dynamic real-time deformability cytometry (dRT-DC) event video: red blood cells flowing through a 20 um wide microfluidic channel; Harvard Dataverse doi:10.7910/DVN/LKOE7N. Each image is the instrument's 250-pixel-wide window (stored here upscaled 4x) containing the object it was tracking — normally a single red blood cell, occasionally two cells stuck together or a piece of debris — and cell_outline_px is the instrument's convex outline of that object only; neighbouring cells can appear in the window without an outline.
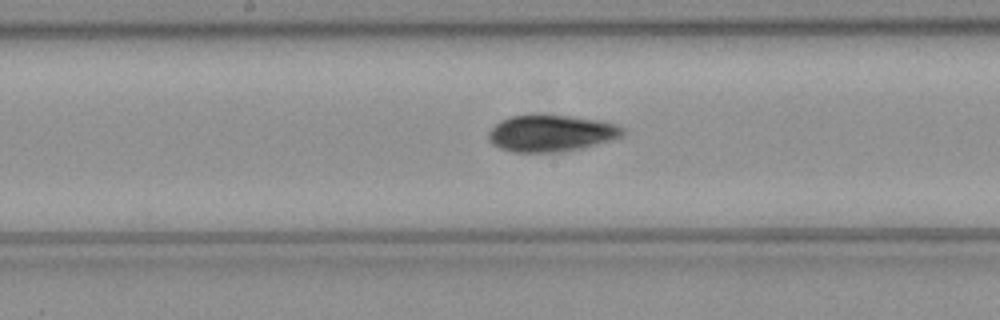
{"species": "common noctule bat (a hibernating species)", "species_latin": "Nyctalus noctula", "temperature_condition": "cold", "stored_images_in_passage": 10, "camera_frame_rate_fps": 3000, "um_per_image_px": 0.085, "animal": {"sex": "female", "body_mass_g": 21.9}, "frame": {"image": 1, "passage_image": 9, "time_ms": 2.667, "image_size_px": [1000, 320], "cell_outline_px": [[628, 132], [624, 136], [580, 148], [560, 152], [512, 152], [500, 148], [492, 144], [488, 140], [488, 132], [500, 120], [512, 116], [572, 116], [600, 120], [620, 124]], "centroid_in_image_um": [46.89, 11.33], "position_along_channel_um": 201.3, "area_um2": 28.61}}
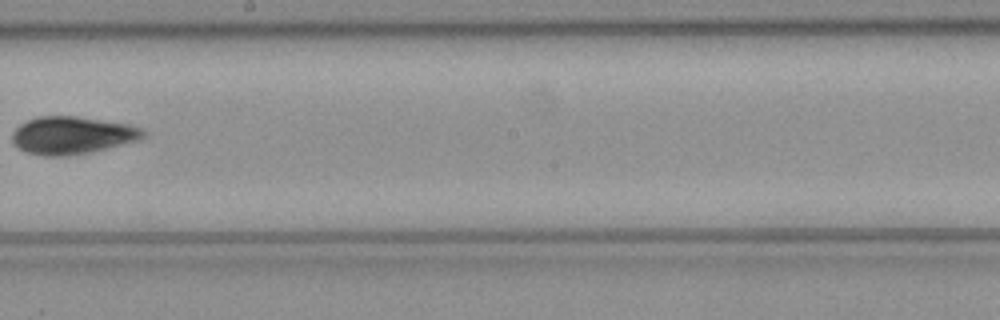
{"frame": {"image": 2, "passage_image": 10, "time_ms": 3.0, "image_size_px": [1000, 320], "cell_outline_px": [[148, 136], [140, 140], [88, 152], [64, 156], [44, 156], [24, 152], [12, 140], [12, 132], [20, 124], [28, 120], [40, 116], [76, 116], [128, 124], [144, 128], [148, 132]], "centroid_in_image_um": [6.18, 11.49], "position_along_channel_um": 242.0, "area_um2": 28.73}}